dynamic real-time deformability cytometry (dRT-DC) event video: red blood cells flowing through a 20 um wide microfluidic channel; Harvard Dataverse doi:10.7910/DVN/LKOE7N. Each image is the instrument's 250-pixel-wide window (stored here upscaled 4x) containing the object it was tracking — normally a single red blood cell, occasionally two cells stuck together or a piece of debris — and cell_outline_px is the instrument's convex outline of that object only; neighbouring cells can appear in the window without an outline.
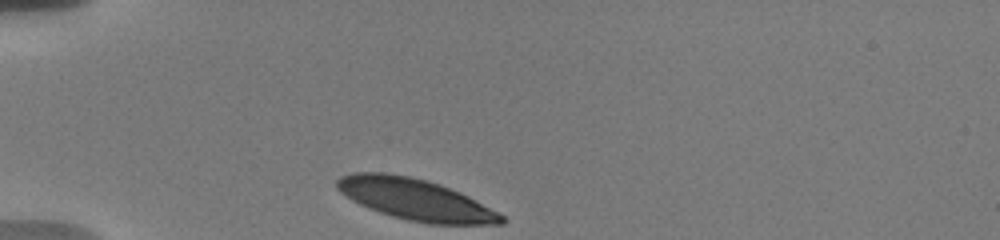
{"species": "human", "species_latin": "Homo sapiens", "temperature_condition": "warm", "stored_images_in_passage": 34, "camera_frame_rate_fps": 3000, "um_per_image_px": 0.085, "donor": {"sex": "male"}, "frame": {"image": 1, "passage_image": 1, "time_ms": 0.0, "image_size_px": [1000, 240], "cell_outline_px": [[504, 224], [428, 224], [408, 220], [392, 216], [380, 212], [360, 204], [352, 200], [340, 192], [336, 188], [336, 180], [340, 176], [352, 172], [384, 172], [408, 176], [428, 180], [440, 184], [460, 192], [500, 212], [504, 216]], "centroid_in_image_um": [35.31, 16.94], "position_along_channel_um": 49.7, "area_um2": 39.65}}
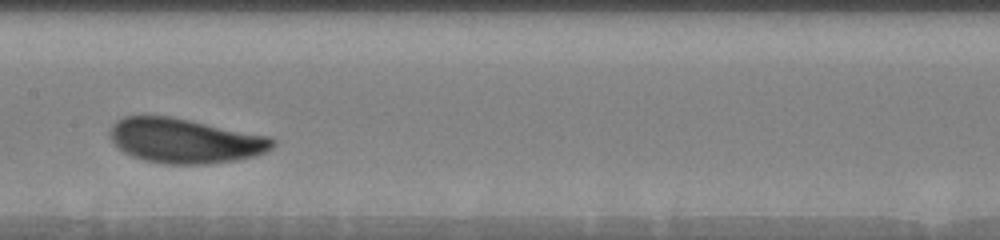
{"frame": {"image": 2, "passage_image": 15, "time_ms": 4.667, "image_size_px": [1000, 240], "cell_outline_px": [[276, 144], [272, 148], [256, 156], [236, 160], [212, 164], [164, 164], [144, 160], [132, 156], [124, 152], [112, 140], [112, 124], [116, 120], [124, 116], [172, 116], [268, 136], [276, 140]], "centroid_in_image_um": [15.75, 11.97], "position_along_channel_um": 191.6, "area_um2": 42.31}}
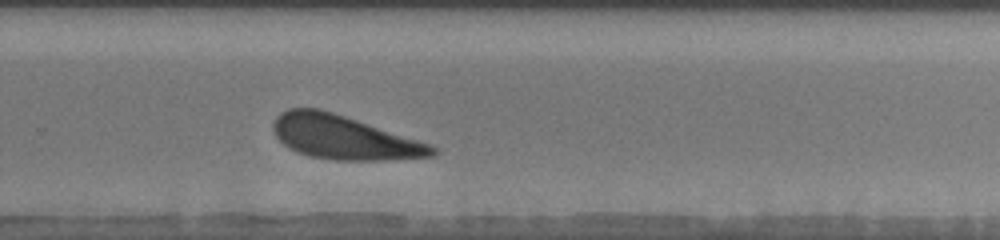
{"frame": {"image": 3, "passage_image": 24, "time_ms": 7.667, "image_size_px": [1000, 240], "cell_outline_px": [[440, 152], [436, 156], [388, 160], [332, 160], [308, 156], [296, 152], [284, 144], [276, 136], [272, 128], [272, 124], [276, 116], [280, 112], [288, 108], [320, 108], [428, 144], [436, 148]], "centroid_in_image_um": [29.18, 11.69], "position_along_channel_um": 300.6, "area_um2": 40.29}, "authors_computed_cell_mechanics": {"area_um2": 41.5004, "velocity_mm_per_s": 3.64, "shape_relaxation_time_tau1_ms": 2.6854, "shape_relaxation_time_tau2_ms": null, "deformation_change_tau1": 0.1331, "deformation_change_tau2": null}}